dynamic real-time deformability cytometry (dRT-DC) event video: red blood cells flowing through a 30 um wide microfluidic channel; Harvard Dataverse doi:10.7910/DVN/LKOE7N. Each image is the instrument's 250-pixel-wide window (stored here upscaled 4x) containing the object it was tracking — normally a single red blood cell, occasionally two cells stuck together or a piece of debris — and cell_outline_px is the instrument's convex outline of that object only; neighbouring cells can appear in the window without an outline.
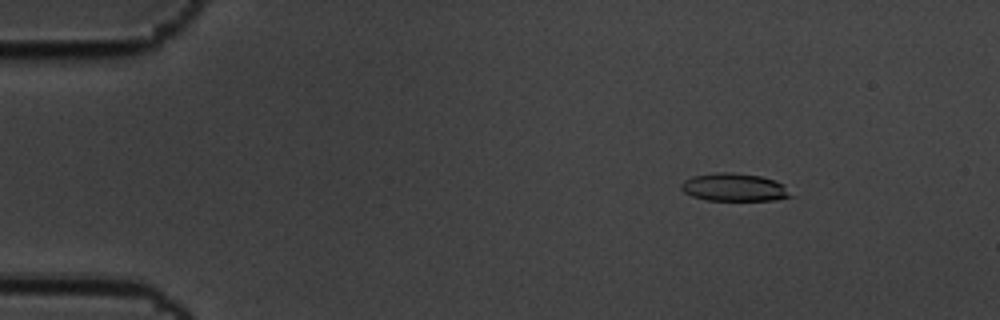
{"species": "common noctule bat (a hibernating species)", "species_latin": "Nyctalus noctula", "temperature_condition": "cold", "stored_images_in_passage": 9, "camera_frame_rate_fps": 3000, "um_per_image_px": 0.085, "animal": {"sex": "male", "body_mass_g": 19.5, "forearm_length_mm": 54.6}, "frame": {"image": 1, "passage_image": 2, "time_ms": 0.333, "image_size_px": [1000, 320], "cell_outline_px": [[796, 196], [772, 200], [708, 200], [692, 196], [684, 192], [680, 188], [680, 184], [684, 180], [692, 176], [720, 172], [732, 172], [760, 176], [776, 180], [784, 184]], "centroid_in_image_um": [62.45, 15.92], "position_along_channel_um": 22.5, "area_um2": 17.98}}
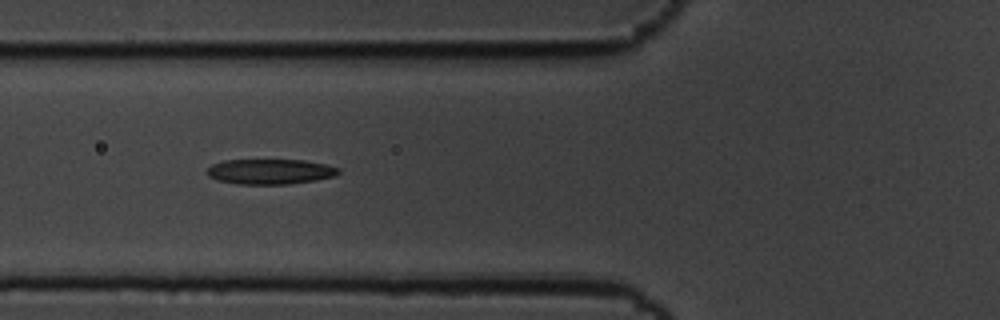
{"frame": {"image": 2, "passage_image": 6, "time_ms": 1.667, "image_size_px": [1000, 320], "cell_outline_px": [[340, 172], [336, 176], [316, 180], [288, 184], [236, 184], [216, 180], [208, 176], [208, 168], [212, 164], [224, 160], [304, 160], [324, 164], [340, 168]], "centroid_in_image_um": [22.97, 14.59], "position_along_channel_um": 102.8, "area_um2": 19.36}}
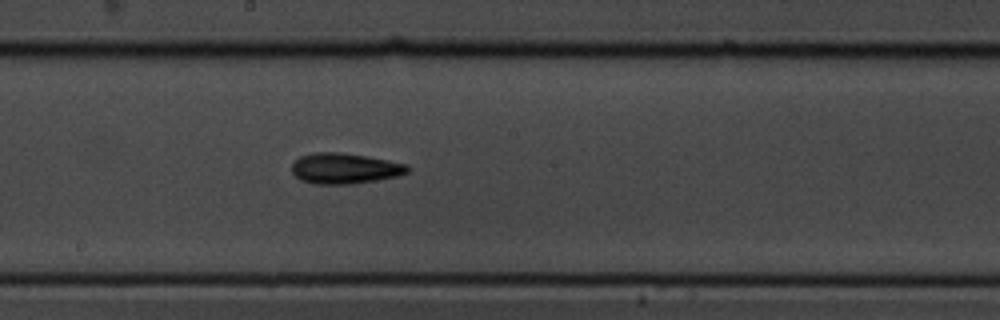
{"frame": {"image": 3, "passage_image": 9, "time_ms": 2.667, "image_size_px": [1000, 320], "cell_outline_px": [[412, 168], [408, 172], [396, 176], [376, 180], [352, 184], [316, 184], [300, 180], [292, 172], [292, 164], [300, 156], [316, 152], [340, 152], [388, 160], [408, 164]], "centroid_in_image_um": [29.31, 14.32], "position_along_channel_um": 218.9, "area_um2": 20.63}}